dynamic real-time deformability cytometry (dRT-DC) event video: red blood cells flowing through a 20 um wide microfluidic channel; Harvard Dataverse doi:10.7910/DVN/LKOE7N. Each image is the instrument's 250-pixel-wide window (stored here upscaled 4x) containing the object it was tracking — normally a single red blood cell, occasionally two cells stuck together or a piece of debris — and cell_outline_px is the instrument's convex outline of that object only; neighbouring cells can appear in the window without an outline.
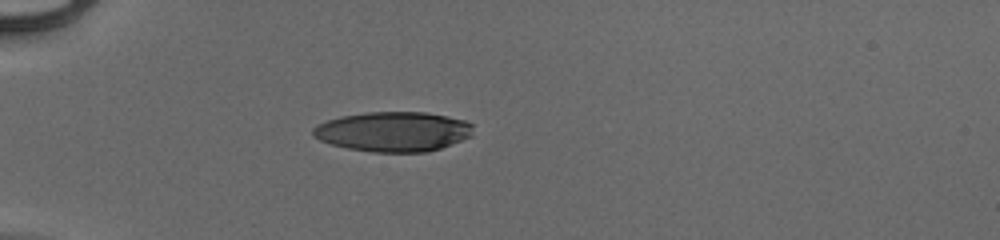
{"species": "human", "species_latin": "Homo sapiens", "temperature_condition": "cold", "stored_images_in_passage": 4, "camera_frame_rate_fps": 3000, "um_per_image_px": 0.085, "donor": {"sex": "male"}, "frame": {"image": 1, "passage_image": 1, "time_ms": 0.0, "image_size_px": [1000, 240], "cell_outline_px": [[472, 136], [452, 144], [428, 152], [372, 152], [348, 148], [332, 144], [320, 140], [312, 136], [312, 128], [316, 124], [340, 116], [368, 112], [424, 112], [448, 116], [464, 120], [472, 124]], "centroid_in_image_um": [33.42, 11.18], "position_along_channel_um": 51.6, "area_um2": 37.28}}